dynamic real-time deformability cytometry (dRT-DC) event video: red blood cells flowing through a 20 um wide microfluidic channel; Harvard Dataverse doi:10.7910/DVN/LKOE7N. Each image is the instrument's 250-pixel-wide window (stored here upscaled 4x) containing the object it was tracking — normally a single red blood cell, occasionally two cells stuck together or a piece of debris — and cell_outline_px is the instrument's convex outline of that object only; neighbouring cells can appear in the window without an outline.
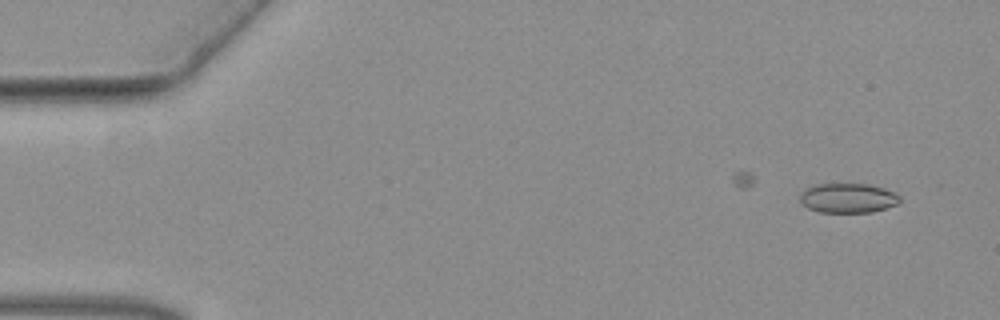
{"species": "common noctule bat (a hibernating species)", "species_latin": "Nyctalus noctula", "temperature_condition": "warm", "stored_images_in_passage": 17, "camera_frame_rate_fps": 3000, "um_per_image_px": 0.085, "animal": {"sex": "female", "body_mass_g": 19.3, "forearm_length_mm": 54.1}, "frame": {"image": 1, "passage_image": 3, "time_ms": 0.667, "image_size_px": [1000, 320], "cell_outline_px": [[900, 200], [896, 204], [872, 212], [820, 212], [808, 208], [800, 200], [800, 192], [816, 184], [868, 184], [884, 188], [900, 196]], "centroid_in_image_um": [72.06, 16.83], "position_along_channel_um": 12.9, "area_um2": 16.99}}
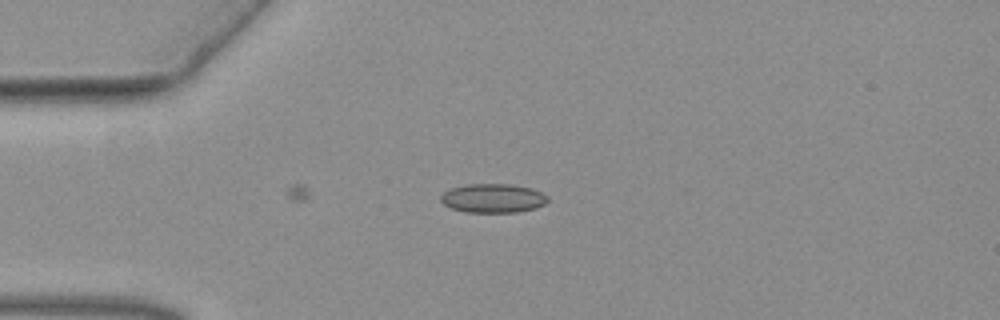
{"frame": {"image": 2, "passage_image": 13, "time_ms": 4.0, "image_size_px": [1000, 320], "cell_outline_px": [[548, 200], [544, 204], [536, 208], [516, 212], [464, 212], [452, 208], [444, 204], [440, 200], [440, 196], [444, 192], [452, 188], [468, 184], [512, 184], [532, 188], [548, 196]], "centroid_in_image_um": [41.91, 16.85], "position_along_channel_um": 43.1, "area_um2": 18.03}}